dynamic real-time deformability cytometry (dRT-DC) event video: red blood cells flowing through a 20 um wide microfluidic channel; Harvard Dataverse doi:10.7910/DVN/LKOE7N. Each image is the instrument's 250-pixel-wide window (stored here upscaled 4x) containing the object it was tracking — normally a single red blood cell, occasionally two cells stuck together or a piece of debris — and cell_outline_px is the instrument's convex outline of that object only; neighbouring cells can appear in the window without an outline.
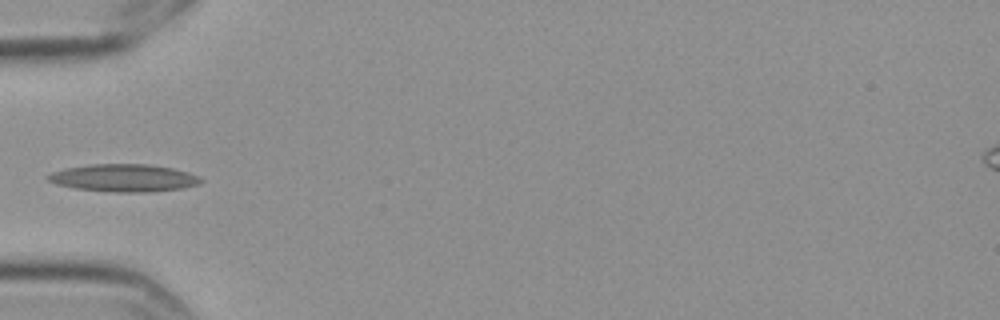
{"species": "Egyptian fruit bat (a non-hibernating species)", "species_latin": "Rousettus aegyptiacus", "temperature_condition": "cold", "stored_images_in_passage": 3, "camera_frame_rate_fps": 3000, "um_per_image_px": 0.085, "frame": {"image": 1, "passage_image": 3, "time_ms": 0.667, "image_size_px": [1000, 320], "cell_outline_px": [[204, 180], [200, 184], [180, 188], [148, 192], [112, 192], [76, 188], [56, 184], [48, 180], [44, 176], [52, 172], [64, 168], [88, 164], [148, 164], [172, 168], [188, 172], [200, 176]], "centroid_in_image_um": [10.51, 15.12], "position_along_channel_um": 74.5, "area_um2": 24.62}}